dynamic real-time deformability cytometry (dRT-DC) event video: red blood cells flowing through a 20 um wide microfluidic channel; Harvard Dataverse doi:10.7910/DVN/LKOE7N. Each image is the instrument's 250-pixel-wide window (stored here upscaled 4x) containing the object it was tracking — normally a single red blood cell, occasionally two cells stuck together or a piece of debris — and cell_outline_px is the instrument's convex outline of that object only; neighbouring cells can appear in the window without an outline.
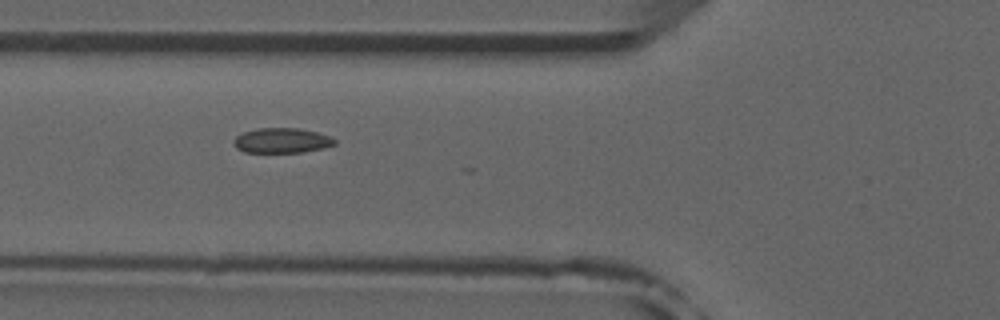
{"species": "common noctule bat (a hibernating species)", "species_latin": "Nyctalus noctula", "temperature_condition": "room temperature", "stored_images_in_passage": 24, "camera_frame_rate_fps": 3000, "um_per_image_px": 0.085, "animal": {"sex": "male", "forearm_length_mm": 52.5}, "frame": {"image": 1, "passage_image": 20, "time_ms": 6.333, "image_size_px": [1000, 320], "cell_outline_px": [[336, 144], [324, 148], [304, 152], [244, 152], [236, 148], [232, 140], [236, 136], [244, 132], [260, 128], [300, 128], [316, 132], [328, 136], [336, 140]], "centroid_in_image_um": [23.95, 11.95], "position_along_channel_um": 101.9, "area_um2": 14.68}}
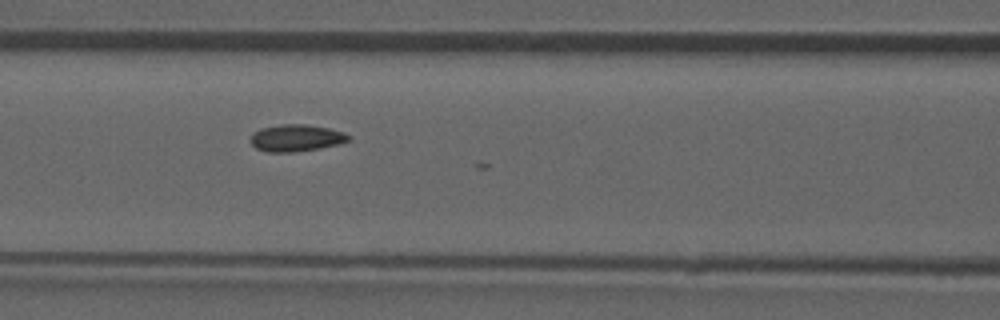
{"frame": {"image": 2, "passage_image": 23, "time_ms": 7.333, "image_size_px": [1000, 320], "cell_outline_px": [[352, 140], [340, 144], [320, 148], [292, 152], [268, 152], [256, 148], [252, 144], [252, 132], [260, 128], [280, 124], [304, 124], [328, 128], [344, 132], [352, 136]], "centroid_in_image_um": [25.22, 11.72], "position_along_channel_um": 141.4, "area_um2": 15.49}}